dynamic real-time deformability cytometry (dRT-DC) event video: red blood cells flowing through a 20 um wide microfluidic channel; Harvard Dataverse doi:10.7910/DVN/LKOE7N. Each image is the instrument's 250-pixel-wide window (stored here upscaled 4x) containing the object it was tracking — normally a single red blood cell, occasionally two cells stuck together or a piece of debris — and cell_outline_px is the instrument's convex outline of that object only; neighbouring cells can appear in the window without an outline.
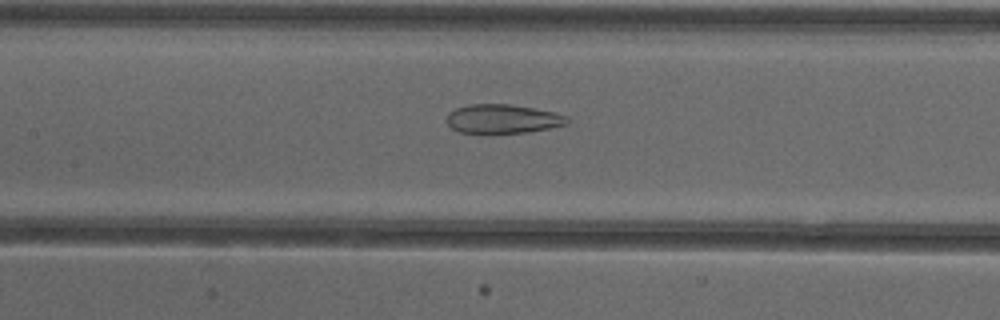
{"species": "common noctule bat (a hibernating species)", "species_latin": "Nyctalus noctula", "temperature_condition": "cold", "stored_images_in_passage": 37, "camera_frame_rate_fps": 3000, "um_per_image_px": 0.085, "animal": {"sex": "female"}, "frame": {"image": 1, "passage_image": 9, "time_ms": 2.667, "image_size_px": [1000, 320], "cell_outline_px": [[568, 124], [548, 128], [524, 132], [460, 132], [452, 128], [444, 120], [448, 112], [456, 108], [468, 104], [512, 104], [552, 112], [568, 116]], "centroid_in_image_um": [42.68, 10.08], "position_along_channel_um": 164.7, "area_um2": 20.11}}
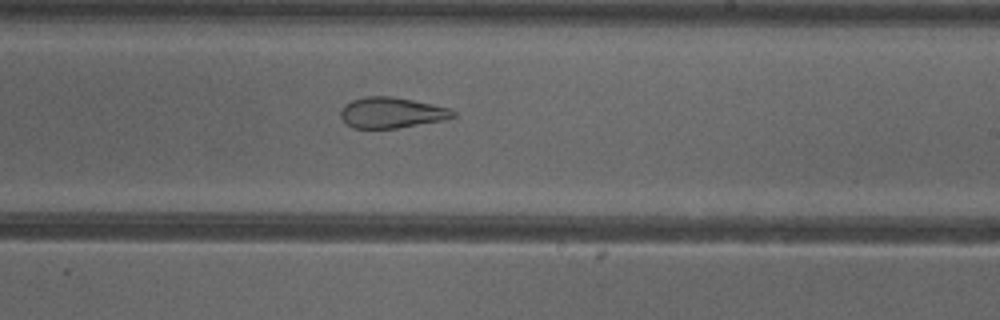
{"frame": {"image": 2, "passage_image": 16, "time_ms": 5.0, "image_size_px": [1000, 320], "cell_outline_px": [[456, 116], [448, 120], [396, 128], [352, 128], [340, 116], [340, 112], [344, 104], [352, 100], [364, 96], [392, 96], [432, 104], [448, 108], [456, 112]], "centroid_in_image_um": [33.3, 9.58], "position_along_channel_um": 255.7, "area_um2": 20.23}}
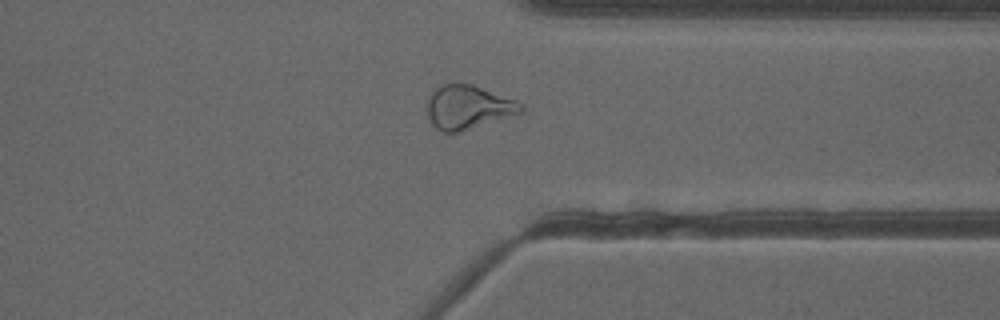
{"frame": {"image": 3, "passage_image": 25, "time_ms": 8.0, "image_size_px": [1000, 320], "cell_outline_px": [[524, 112], [460, 132], [444, 132], [436, 128], [428, 120], [428, 96], [432, 88], [440, 84], [472, 84], [516, 100], [524, 104]], "centroid_in_image_um": [39.78, 9.1], "position_along_channel_um": 371.6, "area_um2": 24.16}, "authors_computed_cell_mechanics": {"area_um2": 23.2356, "velocity_mm_per_s": 3.9073, "shape_relaxation_time_tau1_ms": null, "shape_relaxation_time_tau2_ms": 2.3767, "deformation_change_tau1": null, "deformation_change_tau2": 0.1158}}